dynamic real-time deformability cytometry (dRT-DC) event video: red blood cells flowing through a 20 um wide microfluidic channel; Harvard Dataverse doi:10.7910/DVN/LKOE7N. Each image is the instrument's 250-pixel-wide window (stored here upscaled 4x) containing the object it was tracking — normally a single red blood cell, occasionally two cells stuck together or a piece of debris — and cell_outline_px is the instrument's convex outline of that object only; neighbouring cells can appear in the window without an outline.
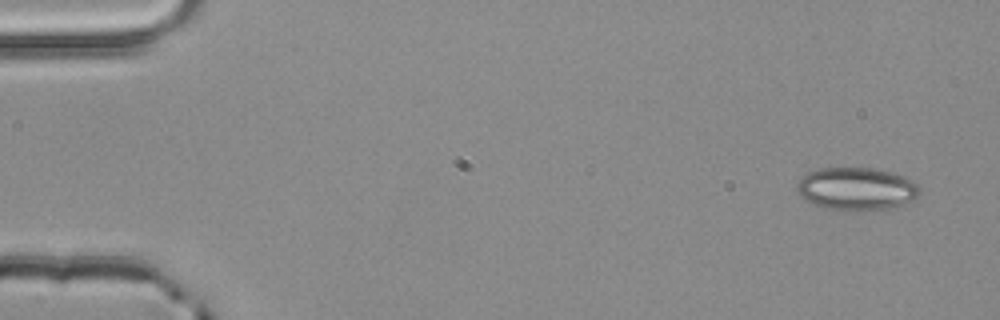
{"species": "common noctule bat (a hibernating species)", "species_latin": "Nyctalus noctula", "temperature_condition": "room temperature", "stored_images_in_passage": 4, "camera_frame_rate_fps": 3000, "um_per_image_px": 0.085, "animal": {"sex": "male", "body_mass_g": 20.4}, "frame": {"image": 1, "passage_image": 1, "time_ms": 0.0, "image_size_px": [1000, 320], "cell_outline_px": [[920, 192], [912, 200], [904, 204], [884, 208], [824, 208], [800, 196], [796, 188], [796, 184], [808, 172], [820, 168], [872, 168], [892, 172], [904, 176], [912, 180], [920, 188]], "centroid_in_image_um": [72.8, 16.0], "position_along_channel_um": 12.2, "area_um2": 29.65}}